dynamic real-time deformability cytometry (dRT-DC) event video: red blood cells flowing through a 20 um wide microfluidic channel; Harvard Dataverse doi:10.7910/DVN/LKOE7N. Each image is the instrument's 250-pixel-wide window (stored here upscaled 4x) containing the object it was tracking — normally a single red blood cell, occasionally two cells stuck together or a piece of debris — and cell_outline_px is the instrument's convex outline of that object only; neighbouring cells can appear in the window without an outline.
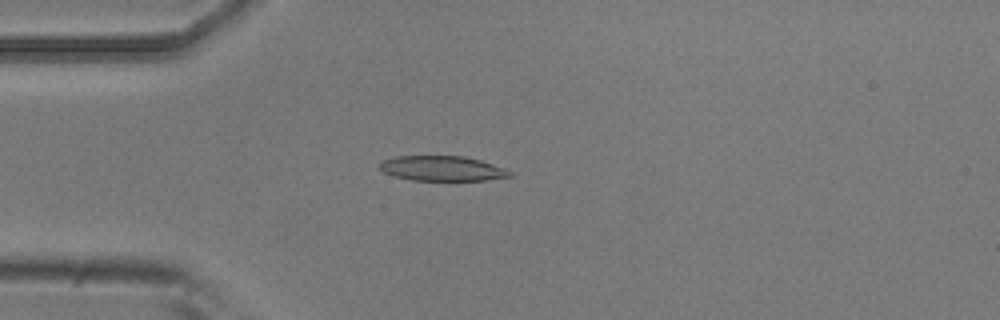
{"species": "common noctule bat (a hibernating species)", "species_latin": "Nyctalus noctula", "temperature_condition": "room temperature", "stored_images_in_passage": 4, "camera_frame_rate_fps": 3000, "um_per_image_px": 0.085, "animal": {"sex": "male", "body_mass_g": 20.5, "forearm_length_mm": 52.5}, "frame": {"image": 1, "passage_image": 4, "time_ms": 1.0, "image_size_px": [1000, 320], "cell_outline_px": [[512, 176], [484, 180], [412, 180], [396, 176], [384, 172], [380, 168], [380, 164], [384, 160], [396, 156], [464, 156], [480, 160], [504, 168], [512, 172]], "centroid_in_image_um": [37.61, 14.31], "position_along_channel_um": 47.4, "area_um2": 18.67}}